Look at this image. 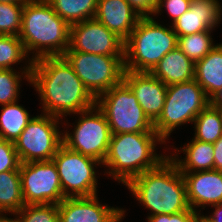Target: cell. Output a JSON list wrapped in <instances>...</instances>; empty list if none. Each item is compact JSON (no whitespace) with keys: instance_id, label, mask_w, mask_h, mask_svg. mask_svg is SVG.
I'll return each mask as SVG.
<instances>
[{"instance_id":"4fadbf2b","label":"cell","mask_w":222,"mask_h":222,"mask_svg":"<svg viewBox=\"0 0 222 222\" xmlns=\"http://www.w3.org/2000/svg\"><path fill=\"white\" fill-rule=\"evenodd\" d=\"M124 42L116 33L93 18L70 26V42L66 51L124 56Z\"/></svg>"},{"instance_id":"f546056e","label":"cell","mask_w":222,"mask_h":222,"mask_svg":"<svg viewBox=\"0 0 222 222\" xmlns=\"http://www.w3.org/2000/svg\"><path fill=\"white\" fill-rule=\"evenodd\" d=\"M24 3L0 2V35L19 36Z\"/></svg>"},{"instance_id":"ba28073f","label":"cell","mask_w":222,"mask_h":222,"mask_svg":"<svg viewBox=\"0 0 222 222\" xmlns=\"http://www.w3.org/2000/svg\"><path fill=\"white\" fill-rule=\"evenodd\" d=\"M89 92L97 98L123 81L124 56L66 51L63 55Z\"/></svg>"},{"instance_id":"d4e9b609","label":"cell","mask_w":222,"mask_h":222,"mask_svg":"<svg viewBox=\"0 0 222 222\" xmlns=\"http://www.w3.org/2000/svg\"><path fill=\"white\" fill-rule=\"evenodd\" d=\"M32 64L25 63V66L20 68V72L15 69H0V105L19 101L22 79L31 83Z\"/></svg>"},{"instance_id":"3957f363","label":"cell","mask_w":222,"mask_h":222,"mask_svg":"<svg viewBox=\"0 0 222 222\" xmlns=\"http://www.w3.org/2000/svg\"><path fill=\"white\" fill-rule=\"evenodd\" d=\"M19 38L28 56L33 54L32 61L63 56L69 48L70 25L46 0H26Z\"/></svg>"},{"instance_id":"5bb4252c","label":"cell","mask_w":222,"mask_h":222,"mask_svg":"<svg viewBox=\"0 0 222 222\" xmlns=\"http://www.w3.org/2000/svg\"><path fill=\"white\" fill-rule=\"evenodd\" d=\"M98 195L66 197L58 204L59 222H121L126 210L100 203Z\"/></svg>"},{"instance_id":"f1b7e54d","label":"cell","mask_w":222,"mask_h":222,"mask_svg":"<svg viewBox=\"0 0 222 222\" xmlns=\"http://www.w3.org/2000/svg\"><path fill=\"white\" fill-rule=\"evenodd\" d=\"M14 217L17 222H59L58 205H24Z\"/></svg>"},{"instance_id":"603a6c76","label":"cell","mask_w":222,"mask_h":222,"mask_svg":"<svg viewBox=\"0 0 222 222\" xmlns=\"http://www.w3.org/2000/svg\"><path fill=\"white\" fill-rule=\"evenodd\" d=\"M1 108L0 138L15 142L33 117L18 101L1 105Z\"/></svg>"},{"instance_id":"7a4b0ae2","label":"cell","mask_w":222,"mask_h":222,"mask_svg":"<svg viewBox=\"0 0 222 222\" xmlns=\"http://www.w3.org/2000/svg\"><path fill=\"white\" fill-rule=\"evenodd\" d=\"M125 187L151 214H175L190 208L182 173L168 156L157 167L133 178Z\"/></svg>"},{"instance_id":"4316f807","label":"cell","mask_w":222,"mask_h":222,"mask_svg":"<svg viewBox=\"0 0 222 222\" xmlns=\"http://www.w3.org/2000/svg\"><path fill=\"white\" fill-rule=\"evenodd\" d=\"M212 31H202L186 36H177V47L194 63L203 59L217 44L213 42Z\"/></svg>"},{"instance_id":"ffe728a7","label":"cell","mask_w":222,"mask_h":222,"mask_svg":"<svg viewBox=\"0 0 222 222\" xmlns=\"http://www.w3.org/2000/svg\"><path fill=\"white\" fill-rule=\"evenodd\" d=\"M176 148L175 153L168 155L176 164L180 172H197L214 170V147L212 143L192 139L182 148ZM177 151V152H176ZM179 152H183L185 157H178Z\"/></svg>"},{"instance_id":"44dd1931","label":"cell","mask_w":222,"mask_h":222,"mask_svg":"<svg viewBox=\"0 0 222 222\" xmlns=\"http://www.w3.org/2000/svg\"><path fill=\"white\" fill-rule=\"evenodd\" d=\"M194 79L209 99L222 88V43L195 63Z\"/></svg>"},{"instance_id":"cb8c5ba5","label":"cell","mask_w":222,"mask_h":222,"mask_svg":"<svg viewBox=\"0 0 222 222\" xmlns=\"http://www.w3.org/2000/svg\"><path fill=\"white\" fill-rule=\"evenodd\" d=\"M70 26L93 19L98 0H46Z\"/></svg>"},{"instance_id":"d590c367","label":"cell","mask_w":222,"mask_h":222,"mask_svg":"<svg viewBox=\"0 0 222 222\" xmlns=\"http://www.w3.org/2000/svg\"><path fill=\"white\" fill-rule=\"evenodd\" d=\"M214 147V169L218 170L222 166V136L213 143Z\"/></svg>"},{"instance_id":"484cf974","label":"cell","mask_w":222,"mask_h":222,"mask_svg":"<svg viewBox=\"0 0 222 222\" xmlns=\"http://www.w3.org/2000/svg\"><path fill=\"white\" fill-rule=\"evenodd\" d=\"M194 139L215 143L222 136V121L215 107L209 104L193 121Z\"/></svg>"},{"instance_id":"d6a6232c","label":"cell","mask_w":222,"mask_h":222,"mask_svg":"<svg viewBox=\"0 0 222 222\" xmlns=\"http://www.w3.org/2000/svg\"><path fill=\"white\" fill-rule=\"evenodd\" d=\"M148 222H200V214L189 208L175 214H159L147 217Z\"/></svg>"},{"instance_id":"2e32d148","label":"cell","mask_w":222,"mask_h":222,"mask_svg":"<svg viewBox=\"0 0 222 222\" xmlns=\"http://www.w3.org/2000/svg\"><path fill=\"white\" fill-rule=\"evenodd\" d=\"M189 206L201 215L205 207L222 204V174L218 170L181 172ZM206 205V206H205ZM202 208L197 210V208Z\"/></svg>"},{"instance_id":"8d00e7d4","label":"cell","mask_w":222,"mask_h":222,"mask_svg":"<svg viewBox=\"0 0 222 222\" xmlns=\"http://www.w3.org/2000/svg\"><path fill=\"white\" fill-rule=\"evenodd\" d=\"M212 106H222V88L210 98Z\"/></svg>"},{"instance_id":"7c38bea8","label":"cell","mask_w":222,"mask_h":222,"mask_svg":"<svg viewBox=\"0 0 222 222\" xmlns=\"http://www.w3.org/2000/svg\"><path fill=\"white\" fill-rule=\"evenodd\" d=\"M19 172L25 205H58L66 198L53 160L21 163Z\"/></svg>"},{"instance_id":"1f68e13d","label":"cell","mask_w":222,"mask_h":222,"mask_svg":"<svg viewBox=\"0 0 222 222\" xmlns=\"http://www.w3.org/2000/svg\"><path fill=\"white\" fill-rule=\"evenodd\" d=\"M192 0H157L156 10L153 16L161 15L162 8L167 10L168 16L171 17V22L176 21L185 11L189 10Z\"/></svg>"},{"instance_id":"e575fe53","label":"cell","mask_w":222,"mask_h":222,"mask_svg":"<svg viewBox=\"0 0 222 222\" xmlns=\"http://www.w3.org/2000/svg\"><path fill=\"white\" fill-rule=\"evenodd\" d=\"M215 208L211 215H200V222H222V204L211 206Z\"/></svg>"},{"instance_id":"9c48e42d","label":"cell","mask_w":222,"mask_h":222,"mask_svg":"<svg viewBox=\"0 0 222 222\" xmlns=\"http://www.w3.org/2000/svg\"><path fill=\"white\" fill-rule=\"evenodd\" d=\"M77 114L79 119L72 133L63 130V144L103 164L112 136L105 115L97 105Z\"/></svg>"},{"instance_id":"8fae6325","label":"cell","mask_w":222,"mask_h":222,"mask_svg":"<svg viewBox=\"0 0 222 222\" xmlns=\"http://www.w3.org/2000/svg\"><path fill=\"white\" fill-rule=\"evenodd\" d=\"M65 197H91L97 195L98 160L75 152L62 144L53 157ZM96 167V168H94Z\"/></svg>"},{"instance_id":"83f0119b","label":"cell","mask_w":222,"mask_h":222,"mask_svg":"<svg viewBox=\"0 0 222 222\" xmlns=\"http://www.w3.org/2000/svg\"><path fill=\"white\" fill-rule=\"evenodd\" d=\"M23 60H28L27 64L33 63L19 36L0 35V69H14L11 66L20 64Z\"/></svg>"},{"instance_id":"5b68a950","label":"cell","mask_w":222,"mask_h":222,"mask_svg":"<svg viewBox=\"0 0 222 222\" xmlns=\"http://www.w3.org/2000/svg\"><path fill=\"white\" fill-rule=\"evenodd\" d=\"M165 27L153 17H141L125 40V71L150 72L159 61L178 45L171 25Z\"/></svg>"},{"instance_id":"ab89813d","label":"cell","mask_w":222,"mask_h":222,"mask_svg":"<svg viewBox=\"0 0 222 222\" xmlns=\"http://www.w3.org/2000/svg\"><path fill=\"white\" fill-rule=\"evenodd\" d=\"M213 107H215L217 109V111H218V113L220 115V119L222 121V106H213Z\"/></svg>"},{"instance_id":"4dcf8cb0","label":"cell","mask_w":222,"mask_h":222,"mask_svg":"<svg viewBox=\"0 0 222 222\" xmlns=\"http://www.w3.org/2000/svg\"><path fill=\"white\" fill-rule=\"evenodd\" d=\"M20 164L14 142L0 138V173L19 170Z\"/></svg>"},{"instance_id":"ac0fdd59","label":"cell","mask_w":222,"mask_h":222,"mask_svg":"<svg viewBox=\"0 0 222 222\" xmlns=\"http://www.w3.org/2000/svg\"><path fill=\"white\" fill-rule=\"evenodd\" d=\"M94 18L125 41L141 16L127 0H98Z\"/></svg>"},{"instance_id":"f35d334b","label":"cell","mask_w":222,"mask_h":222,"mask_svg":"<svg viewBox=\"0 0 222 222\" xmlns=\"http://www.w3.org/2000/svg\"><path fill=\"white\" fill-rule=\"evenodd\" d=\"M26 0H0L3 3H25Z\"/></svg>"},{"instance_id":"6da1fadb","label":"cell","mask_w":222,"mask_h":222,"mask_svg":"<svg viewBox=\"0 0 222 222\" xmlns=\"http://www.w3.org/2000/svg\"><path fill=\"white\" fill-rule=\"evenodd\" d=\"M30 84L40 97L43 114L63 119L96 105V98L78 78L64 56L34 60Z\"/></svg>"},{"instance_id":"74e56055","label":"cell","mask_w":222,"mask_h":222,"mask_svg":"<svg viewBox=\"0 0 222 222\" xmlns=\"http://www.w3.org/2000/svg\"><path fill=\"white\" fill-rule=\"evenodd\" d=\"M0 222H17L15 218H8L7 216H0Z\"/></svg>"},{"instance_id":"7402d4cb","label":"cell","mask_w":222,"mask_h":222,"mask_svg":"<svg viewBox=\"0 0 222 222\" xmlns=\"http://www.w3.org/2000/svg\"><path fill=\"white\" fill-rule=\"evenodd\" d=\"M25 205L19 170L0 173V216H13ZM8 213V214H5Z\"/></svg>"},{"instance_id":"52a82bcc","label":"cell","mask_w":222,"mask_h":222,"mask_svg":"<svg viewBox=\"0 0 222 222\" xmlns=\"http://www.w3.org/2000/svg\"><path fill=\"white\" fill-rule=\"evenodd\" d=\"M96 105L105 115L112 134L155 132L154 123L124 81L99 95Z\"/></svg>"},{"instance_id":"e0dca14e","label":"cell","mask_w":222,"mask_h":222,"mask_svg":"<svg viewBox=\"0 0 222 222\" xmlns=\"http://www.w3.org/2000/svg\"><path fill=\"white\" fill-rule=\"evenodd\" d=\"M218 0H192L185 11L171 24L177 36H186L202 31H213L222 20V6Z\"/></svg>"},{"instance_id":"30bf717a","label":"cell","mask_w":222,"mask_h":222,"mask_svg":"<svg viewBox=\"0 0 222 222\" xmlns=\"http://www.w3.org/2000/svg\"><path fill=\"white\" fill-rule=\"evenodd\" d=\"M60 120L49 114L33 116L14 142L21 163L53 159L63 144V132L58 126Z\"/></svg>"},{"instance_id":"9a60e30c","label":"cell","mask_w":222,"mask_h":222,"mask_svg":"<svg viewBox=\"0 0 222 222\" xmlns=\"http://www.w3.org/2000/svg\"><path fill=\"white\" fill-rule=\"evenodd\" d=\"M123 81L135 94L144 113L154 123L163 111L168 86L150 72L125 71Z\"/></svg>"},{"instance_id":"277c9868","label":"cell","mask_w":222,"mask_h":222,"mask_svg":"<svg viewBox=\"0 0 222 222\" xmlns=\"http://www.w3.org/2000/svg\"><path fill=\"white\" fill-rule=\"evenodd\" d=\"M157 144H166L156 132L112 134L103 166L105 173L127 185L133 178L157 167L167 155L157 154ZM109 168V169H108Z\"/></svg>"},{"instance_id":"d6986e66","label":"cell","mask_w":222,"mask_h":222,"mask_svg":"<svg viewBox=\"0 0 222 222\" xmlns=\"http://www.w3.org/2000/svg\"><path fill=\"white\" fill-rule=\"evenodd\" d=\"M150 73L169 86L194 79L195 63L176 47L169 51Z\"/></svg>"},{"instance_id":"8992f818","label":"cell","mask_w":222,"mask_h":222,"mask_svg":"<svg viewBox=\"0 0 222 222\" xmlns=\"http://www.w3.org/2000/svg\"><path fill=\"white\" fill-rule=\"evenodd\" d=\"M209 104L210 99L195 79L169 85L163 111L154 122V131L166 143V139L169 140L175 129L193 123L197 115Z\"/></svg>"},{"instance_id":"60d3db41","label":"cell","mask_w":222,"mask_h":222,"mask_svg":"<svg viewBox=\"0 0 222 222\" xmlns=\"http://www.w3.org/2000/svg\"><path fill=\"white\" fill-rule=\"evenodd\" d=\"M218 171L222 174V166L218 169Z\"/></svg>"},{"instance_id":"836d02e7","label":"cell","mask_w":222,"mask_h":222,"mask_svg":"<svg viewBox=\"0 0 222 222\" xmlns=\"http://www.w3.org/2000/svg\"><path fill=\"white\" fill-rule=\"evenodd\" d=\"M127 1L141 17H153L157 6V0H127Z\"/></svg>"}]
</instances>
